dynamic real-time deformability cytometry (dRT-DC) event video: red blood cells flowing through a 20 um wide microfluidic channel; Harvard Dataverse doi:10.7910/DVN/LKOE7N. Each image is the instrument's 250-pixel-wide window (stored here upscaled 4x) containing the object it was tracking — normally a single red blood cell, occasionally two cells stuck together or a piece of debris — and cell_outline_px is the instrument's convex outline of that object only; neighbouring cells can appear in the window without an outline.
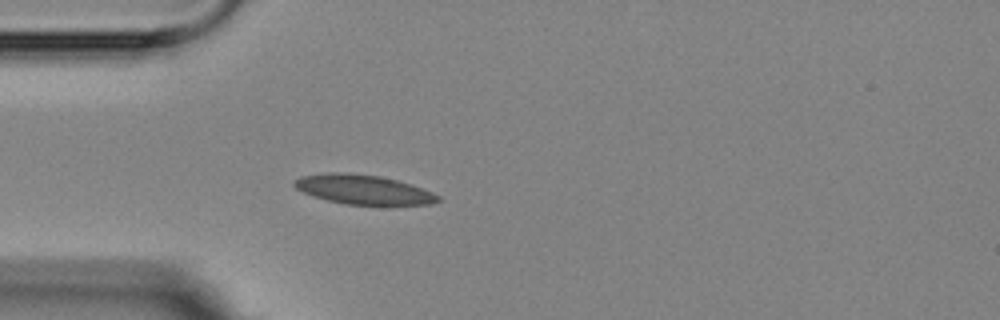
{"species": "Egyptian fruit bat (a non-hibernating species)", "species_latin": "Rousettus aegyptiacus", "temperature_condition": "room temperature", "stored_images_in_passage": 5, "camera_frame_rate_fps": 3000, "um_per_image_px": 0.085, "animal": {"sex": "female"}, "frame": {"image": 1, "passage_image": 5, "time_ms": 4.333, "image_size_px": [1000, 320], "cell_outline_px": [[440, 200], [432, 204], [344, 204], [328, 200], [304, 192], [296, 188], [292, 184], [300, 176], [328, 172], [348, 172], [380, 176], [412, 184], [432, 192], [440, 196]], "centroid_in_image_um": [30.89, 16.09], "position_along_channel_um": 54.1, "area_um2": 24.39}}